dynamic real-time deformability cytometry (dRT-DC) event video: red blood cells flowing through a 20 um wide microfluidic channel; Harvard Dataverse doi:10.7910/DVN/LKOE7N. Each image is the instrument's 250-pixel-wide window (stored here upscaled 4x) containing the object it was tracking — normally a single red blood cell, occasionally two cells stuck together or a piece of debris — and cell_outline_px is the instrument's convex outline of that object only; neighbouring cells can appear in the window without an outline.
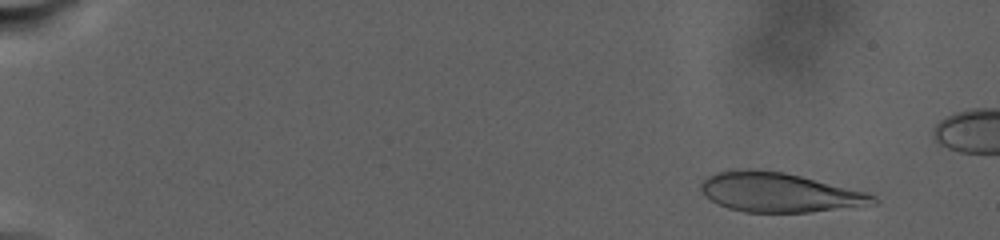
{"species": "human", "species_latin": "Homo sapiens", "temperature_condition": "warm", "stored_images_in_passage": 83, "camera_frame_rate_fps": 3000, "um_per_image_px": 0.085, "donor": {"sex": "male"}, "frame": {"image": 1, "passage_image": 4, "time_ms": 2.333, "image_size_px": [1000, 240], "cell_outline_px": [[880, 200], [876, 204], [808, 212], [744, 212], [728, 208], [704, 196], [700, 188], [700, 184], [708, 176], [716, 172], [748, 168], [784, 172], [868, 192], [876, 196]], "centroid_in_image_um": [66.25, 16.35], "position_along_channel_um": 18.7, "area_um2": 39.54}}
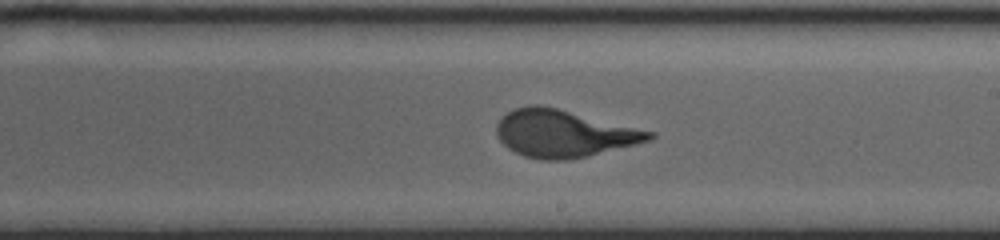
{"frame": {"image": 2, "passage_image": 49, "time_ms": 19.333, "image_size_px": [1000, 240], "cell_outline_px": [[656, 136], [648, 140], [636, 144], [588, 156], [568, 160], [540, 160], [524, 156], [508, 148], [500, 140], [496, 132], [496, 124], [508, 112], [516, 108], [528, 104], [540, 104], [656, 132]], "centroid_in_image_um": [47.91, 11.35], "position_along_channel_um": 241.1, "area_um2": 41.91}}
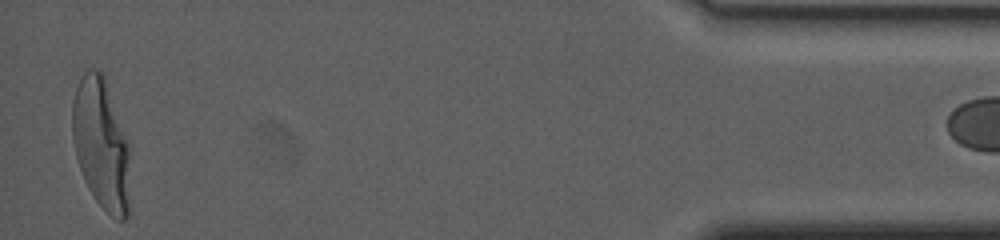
{"frame": {"image": 3, "passage_image": 81, "time_ms": 30.667, "image_size_px": [1000, 240], "cell_outline_px": [[128, 216], [124, 220], [116, 220], [96, 200], [88, 188], [84, 180], [76, 156], [72, 136], [72, 100], [76, 88], [84, 72], [88, 68], [92, 68], [104, 72], [128, 144]], "centroid_in_image_um": [8.57, 12.19], "position_along_channel_um": 426.6, "area_um2": 43.7}}